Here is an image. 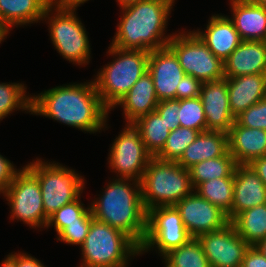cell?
I'll return each mask as SVG.
<instances>
[{
    "label": "cell",
    "instance_id": "5b68a950",
    "mask_svg": "<svg viewBox=\"0 0 266 267\" xmlns=\"http://www.w3.org/2000/svg\"><path fill=\"white\" fill-rule=\"evenodd\" d=\"M80 247L79 267H126L131 258L141 255L140 246L130 236L95 218Z\"/></svg>",
    "mask_w": 266,
    "mask_h": 267
},
{
    "label": "cell",
    "instance_id": "d6986e66",
    "mask_svg": "<svg viewBox=\"0 0 266 267\" xmlns=\"http://www.w3.org/2000/svg\"><path fill=\"white\" fill-rule=\"evenodd\" d=\"M228 134V151L237 165L266 156V130L241 126L236 120Z\"/></svg>",
    "mask_w": 266,
    "mask_h": 267
},
{
    "label": "cell",
    "instance_id": "277c9868",
    "mask_svg": "<svg viewBox=\"0 0 266 267\" xmlns=\"http://www.w3.org/2000/svg\"><path fill=\"white\" fill-rule=\"evenodd\" d=\"M107 54L112 62L105 64L94 77L103 105L111 111L137 80L148 71L149 53L144 50L120 49L110 45Z\"/></svg>",
    "mask_w": 266,
    "mask_h": 267
},
{
    "label": "cell",
    "instance_id": "8fae6325",
    "mask_svg": "<svg viewBox=\"0 0 266 267\" xmlns=\"http://www.w3.org/2000/svg\"><path fill=\"white\" fill-rule=\"evenodd\" d=\"M192 237L174 205L157 206L147 211V231L140 254L157 249L160 256L187 243Z\"/></svg>",
    "mask_w": 266,
    "mask_h": 267
},
{
    "label": "cell",
    "instance_id": "e0dca14e",
    "mask_svg": "<svg viewBox=\"0 0 266 267\" xmlns=\"http://www.w3.org/2000/svg\"><path fill=\"white\" fill-rule=\"evenodd\" d=\"M266 204V186L249 165H237L234 171L233 204L227 214L231 222L242 211Z\"/></svg>",
    "mask_w": 266,
    "mask_h": 267
},
{
    "label": "cell",
    "instance_id": "bcb514c9",
    "mask_svg": "<svg viewBox=\"0 0 266 267\" xmlns=\"http://www.w3.org/2000/svg\"><path fill=\"white\" fill-rule=\"evenodd\" d=\"M141 0H116L120 8L135 4Z\"/></svg>",
    "mask_w": 266,
    "mask_h": 267
},
{
    "label": "cell",
    "instance_id": "8992f818",
    "mask_svg": "<svg viewBox=\"0 0 266 267\" xmlns=\"http://www.w3.org/2000/svg\"><path fill=\"white\" fill-rule=\"evenodd\" d=\"M140 185L146 211L157 206L175 205L194 190L189 169L175 161L156 157L150 159Z\"/></svg>",
    "mask_w": 266,
    "mask_h": 267
},
{
    "label": "cell",
    "instance_id": "ac0fdd59",
    "mask_svg": "<svg viewBox=\"0 0 266 267\" xmlns=\"http://www.w3.org/2000/svg\"><path fill=\"white\" fill-rule=\"evenodd\" d=\"M210 51L223 62L240 45L242 39L229 16L215 14L210 17L206 29L194 30Z\"/></svg>",
    "mask_w": 266,
    "mask_h": 267
},
{
    "label": "cell",
    "instance_id": "7dc6e473",
    "mask_svg": "<svg viewBox=\"0 0 266 267\" xmlns=\"http://www.w3.org/2000/svg\"><path fill=\"white\" fill-rule=\"evenodd\" d=\"M9 35V32L0 24V43L3 41L4 39L7 38V36Z\"/></svg>",
    "mask_w": 266,
    "mask_h": 267
},
{
    "label": "cell",
    "instance_id": "5bb4252c",
    "mask_svg": "<svg viewBox=\"0 0 266 267\" xmlns=\"http://www.w3.org/2000/svg\"><path fill=\"white\" fill-rule=\"evenodd\" d=\"M174 206L192 238L221 229L230 222L225 212L201 197L195 190Z\"/></svg>",
    "mask_w": 266,
    "mask_h": 267
},
{
    "label": "cell",
    "instance_id": "603a6c76",
    "mask_svg": "<svg viewBox=\"0 0 266 267\" xmlns=\"http://www.w3.org/2000/svg\"><path fill=\"white\" fill-rule=\"evenodd\" d=\"M228 151V134L222 131L200 132L177 161L185 169L204 160L223 156Z\"/></svg>",
    "mask_w": 266,
    "mask_h": 267
},
{
    "label": "cell",
    "instance_id": "9a60e30c",
    "mask_svg": "<svg viewBox=\"0 0 266 267\" xmlns=\"http://www.w3.org/2000/svg\"><path fill=\"white\" fill-rule=\"evenodd\" d=\"M148 72L159 101L176 99V87L185 73L178 57L168 46L149 53Z\"/></svg>",
    "mask_w": 266,
    "mask_h": 267
},
{
    "label": "cell",
    "instance_id": "8d00e7d4",
    "mask_svg": "<svg viewBox=\"0 0 266 267\" xmlns=\"http://www.w3.org/2000/svg\"><path fill=\"white\" fill-rule=\"evenodd\" d=\"M180 109V100L170 99L159 101L155 111L163 118L170 131L179 126L178 111Z\"/></svg>",
    "mask_w": 266,
    "mask_h": 267
},
{
    "label": "cell",
    "instance_id": "d4e9b609",
    "mask_svg": "<svg viewBox=\"0 0 266 267\" xmlns=\"http://www.w3.org/2000/svg\"><path fill=\"white\" fill-rule=\"evenodd\" d=\"M235 29L244 41H266V9L250 3L229 4Z\"/></svg>",
    "mask_w": 266,
    "mask_h": 267
},
{
    "label": "cell",
    "instance_id": "7bdbcfd3",
    "mask_svg": "<svg viewBox=\"0 0 266 267\" xmlns=\"http://www.w3.org/2000/svg\"><path fill=\"white\" fill-rule=\"evenodd\" d=\"M89 0H50V4L58 9L77 10L80 5Z\"/></svg>",
    "mask_w": 266,
    "mask_h": 267
},
{
    "label": "cell",
    "instance_id": "ee69618b",
    "mask_svg": "<svg viewBox=\"0 0 266 267\" xmlns=\"http://www.w3.org/2000/svg\"><path fill=\"white\" fill-rule=\"evenodd\" d=\"M0 267H16V253H9L1 262Z\"/></svg>",
    "mask_w": 266,
    "mask_h": 267
},
{
    "label": "cell",
    "instance_id": "ffe728a7",
    "mask_svg": "<svg viewBox=\"0 0 266 267\" xmlns=\"http://www.w3.org/2000/svg\"><path fill=\"white\" fill-rule=\"evenodd\" d=\"M266 74V41H244L224 61V76Z\"/></svg>",
    "mask_w": 266,
    "mask_h": 267
},
{
    "label": "cell",
    "instance_id": "ab89813d",
    "mask_svg": "<svg viewBox=\"0 0 266 267\" xmlns=\"http://www.w3.org/2000/svg\"><path fill=\"white\" fill-rule=\"evenodd\" d=\"M240 267H266V257L256 247L250 246Z\"/></svg>",
    "mask_w": 266,
    "mask_h": 267
},
{
    "label": "cell",
    "instance_id": "74e56055",
    "mask_svg": "<svg viewBox=\"0 0 266 267\" xmlns=\"http://www.w3.org/2000/svg\"><path fill=\"white\" fill-rule=\"evenodd\" d=\"M202 86V81L191 75H184L176 87V100L199 97Z\"/></svg>",
    "mask_w": 266,
    "mask_h": 267
},
{
    "label": "cell",
    "instance_id": "f546056e",
    "mask_svg": "<svg viewBox=\"0 0 266 267\" xmlns=\"http://www.w3.org/2000/svg\"><path fill=\"white\" fill-rule=\"evenodd\" d=\"M166 267H210L202 244L197 238L170 250L162 257Z\"/></svg>",
    "mask_w": 266,
    "mask_h": 267
},
{
    "label": "cell",
    "instance_id": "4fadbf2b",
    "mask_svg": "<svg viewBox=\"0 0 266 267\" xmlns=\"http://www.w3.org/2000/svg\"><path fill=\"white\" fill-rule=\"evenodd\" d=\"M197 239L202 244L210 267H240L251 246L239 236L232 222Z\"/></svg>",
    "mask_w": 266,
    "mask_h": 267
},
{
    "label": "cell",
    "instance_id": "1f68e13d",
    "mask_svg": "<svg viewBox=\"0 0 266 267\" xmlns=\"http://www.w3.org/2000/svg\"><path fill=\"white\" fill-rule=\"evenodd\" d=\"M80 198L81 197L55 211L48 218L46 228L48 229V227L50 228L51 226H54L58 235L66 226H68V224L92 222L94 217L90 205L86 208Z\"/></svg>",
    "mask_w": 266,
    "mask_h": 267
},
{
    "label": "cell",
    "instance_id": "f6af8a7d",
    "mask_svg": "<svg viewBox=\"0 0 266 267\" xmlns=\"http://www.w3.org/2000/svg\"><path fill=\"white\" fill-rule=\"evenodd\" d=\"M260 253L266 257V238L263 240H260L256 245H254Z\"/></svg>",
    "mask_w": 266,
    "mask_h": 267
},
{
    "label": "cell",
    "instance_id": "2e32d148",
    "mask_svg": "<svg viewBox=\"0 0 266 267\" xmlns=\"http://www.w3.org/2000/svg\"><path fill=\"white\" fill-rule=\"evenodd\" d=\"M199 97L204 108L207 130L228 133L235 118L229 106L227 78L203 82Z\"/></svg>",
    "mask_w": 266,
    "mask_h": 267
},
{
    "label": "cell",
    "instance_id": "7a4b0ae2",
    "mask_svg": "<svg viewBox=\"0 0 266 267\" xmlns=\"http://www.w3.org/2000/svg\"><path fill=\"white\" fill-rule=\"evenodd\" d=\"M174 2L175 0H141L120 8L122 13L110 45L146 52L166 47L174 35H165Z\"/></svg>",
    "mask_w": 266,
    "mask_h": 267
},
{
    "label": "cell",
    "instance_id": "484cf974",
    "mask_svg": "<svg viewBox=\"0 0 266 267\" xmlns=\"http://www.w3.org/2000/svg\"><path fill=\"white\" fill-rule=\"evenodd\" d=\"M237 233L251 246L266 238V204L246 209L232 221Z\"/></svg>",
    "mask_w": 266,
    "mask_h": 267
},
{
    "label": "cell",
    "instance_id": "e575fe53",
    "mask_svg": "<svg viewBox=\"0 0 266 267\" xmlns=\"http://www.w3.org/2000/svg\"><path fill=\"white\" fill-rule=\"evenodd\" d=\"M235 120L247 128L266 130V98L244 110Z\"/></svg>",
    "mask_w": 266,
    "mask_h": 267
},
{
    "label": "cell",
    "instance_id": "52a82bcc",
    "mask_svg": "<svg viewBox=\"0 0 266 267\" xmlns=\"http://www.w3.org/2000/svg\"><path fill=\"white\" fill-rule=\"evenodd\" d=\"M25 167L38 179L47 218L62 206L77 200L85 187V179L79 173L59 162L36 158Z\"/></svg>",
    "mask_w": 266,
    "mask_h": 267
},
{
    "label": "cell",
    "instance_id": "cb8c5ba5",
    "mask_svg": "<svg viewBox=\"0 0 266 267\" xmlns=\"http://www.w3.org/2000/svg\"><path fill=\"white\" fill-rule=\"evenodd\" d=\"M49 5L50 0H0V24L10 34L15 26L42 21Z\"/></svg>",
    "mask_w": 266,
    "mask_h": 267
},
{
    "label": "cell",
    "instance_id": "f35d334b",
    "mask_svg": "<svg viewBox=\"0 0 266 267\" xmlns=\"http://www.w3.org/2000/svg\"><path fill=\"white\" fill-rule=\"evenodd\" d=\"M20 170L21 168L16 169L10 160L0 154V195L8 188Z\"/></svg>",
    "mask_w": 266,
    "mask_h": 267
},
{
    "label": "cell",
    "instance_id": "3957f363",
    "mask_svg": "<svg viewBox=\"0 0 266 267\" xmlns=\"http://www.w3.org/2000/svg\"><path fill=\"white\" fill-rule=\"evenodd\" d=\"M104 188L102 195L90 203L93 217L126 233L140 246L147 231L140 182L113 178Z\"/></svg>",
    "mask_w": 266,
    "mask_h": 267
},
{
    "label": "cell",
    "instance_id": "7c38bea8",
    "mask_svg": "<svg viewBox=\"0 0 266 267\" xmlns=\"http://www.w3.org/2000/svg\"><path fill=\"white\" fill-rule=\"evenodd\" d=\"M108 155V167L117 178L141 181L146 167L153 157L146 149L140 132L133 124H125L114 139ZM119 174V175H118Z\"/></svg>",
    "mask_w": 266,
    "mask_h": 267
},
{
    "label": "cell",
    "instance_id": "7402d4cb",
    "mask_svg": "<svg viewBox=\"0 0 266 267\" xmlns=\"http://www.w3.org/2000/svg\"><path fill=\"white\" fill-rule=\"evenodd\" d=\"M159 100L151 74L144 73L127 94L117 103L123 108L126 124H133L139 118L154 112Z\"/></svg>",
    "mask_w": 266,
    "mask_h": 267
},
{
    "label": "cell",
    "instance_id": "c3c4849f",
    "mask_svg": "<svg viewBox=\"0 0 266 267\" xmlns=\"http://www.w3.org/2000/svg\"><path fill=\"white\" fill-rule=\"evenodd\" d=\"M255 0H230V4H235V3H250L254 2Z\"/></svg>",
    "mask_w": 266,
    "mask_h": 267
},
{
    "label": "cell",
    "instance_id": "ba28073f",
    "mask_svg": "<svg viewBox=\"0 0 266 267\" xmlns=\"http://www.w3.org/2000/svg\"><path fill=\"white\" fill-rule=\"evenodd\" d=\"M76 15V10L58 9L50 4L42 20L49 24L51 42L58 53L67 61L84 66L90 62L91 47L85 26Z\"/></svg>",
    "mask_w": 266,
    "mask_h": 267
},
{
    "label": "cell",
    "instance_id": "681fc988",
    "mask_svg": "<svg viewBox=\"0 0 266 267\" xmlns=\"http://www.w3.org/2000/svg\"><path fill=\"white\" fill-rule=\"evenodd\" d=\"M254 3L266 9V0H255Z\"/></svg>",
    "mask_w": 266,
    "mask_h": 267
},
{
    "label": "cell",
    "instance_id": "836d02e7",
    "mask_svg": "<svg viewBox=\"0 0 266 267\" xmlns=\"http://www.w3.org/2000/svg\"><path fill=\"white\" fill-rule=\"evenodd\" d=\"M180 127H187L199 132L207 131V122L200 97L180 99L178 111Z\"/></svg>",
    "mask_w": 266,
    "mask_h": 267
},
{
    "label": "cell",
    "instance_id": "60d3db41",
    "mask_svg": "<svg viewBox=\"0 0 266 267\" xmlns=\"http://www.w3.org/2000/svg\"><path fill=\"white\" fill-rule=\"evenodd\" d=\"M43 264L28 253H16V267H45Z\"/></svg>",
    "mask_w": 266,
    "mask_h": 267
},
{
    "label": "cell",
    "instance_id": "9c48e42d",
    "mask_svg": "<svg viewBox=\"0 0 266 267\" xmlns=\"http://www.w3.org/2000/svg\"><path fill=\"white\" fill-rule=\"evenodd\" d=\"M167 46L178 57L185 75L202 82L225 78L224 62L210 51L194 31L174 33Z\"/></svg>",
    "mask_w": 266,
    "mask_h": 267
},
{
    "label": "cell",
    "instance_id": "4dcf8cb0",
    "mask_svg": "<svg viewBox=\"0 0 266 267\" xmlns=\"http://www.w3.org/2000/svg\"><path fill=\"white\" fill-rule=\"evenodd\" d=\"M24 83H0V121L14 111L31 112L32 95H27Z\"/></svg>",
    "mask_w": 266,
    "mask_h": 267
},
{
    "label": "cell",
    "instance_id": "44dd1931",
    "mask_svg": "<svg viewBox=\"0 0 266 267\" xmlns=\"http://www.w3.org/2000/svg\"><path fill=\"white\" fill-rule=\"evenodd\" d=\"M225 78L228 83L229 106L234 118L266 98V74Z\"/></svg>",
    "mask_w": 266,
    "mask_h": 267
},
{
    "label": "cell",
    "instance_id": "d590c367",
    "mask_svg": "<svg viewBox=\"0 0 266 267\" xmlns=\"http://www.w3.org/2000/svg\"><path fill=\"white\" fill-rule=\"evenodd\" d=\"M91 222H79L68 224L58 235V241L67 243L68 245L81 246L88 234Z\"/></svg>",
    "mask_w": 266,
    "mask_h": 267
},
{
    "label": "cell",
    "instance_id": "6da1fadb",
    "mask_svg": "<svg viewBox=\"0 0 266 267\" xmlns=\"http://www.w3.org/2000/svg\"><path fill=\"white\" fill-rule=\"evenodd\" d=\"M109 110L97 93L94 80L69 83L32 96L31 113L88 133L107 128ZM101 130V131H100Z\"/></svg>",
    "mask_w": 266,
    "mask_h": 267
},
{
    "label": "cell",
    "instance_id": "30bf717a",
    "mask_svg": "<svg viewBox=\"0 0 266 267\" xmlns=\"http://www.w3.org/2000/svg\"><path fill=\"white\" fill-rule=\"evenodd\" d=\"M10 206V219L22 221L31 228H46L42 193L38 179L24 166L2 193Z\"/></svg>",
    "mask_w": 266,
    "mask_h": 267
},
{
    "label": "cell",
    "instance_id": "83f0119b",
    "mask_svg": "<svg viewBox=\"0 0 266 267\" xmlns=\"http://www.w3.org/2000/svg\"><path fill=\"white\" fill-rule=\"evenodd\" d=\"M237 163L227 151L223 156L204 160L189 168L190 181L193 189L200 183L211 179L234 177Z\"/></svg>",
    "mask_w": 266,
    "mask_h": 267
},
{
    "label": "cell",
    "instance_id": "4316f807",
    "mask_svg": "<svg viewBox=\"0 0 266 267\" xmlns=\"http://www.w3.org/2000/svg\"><path fill=\"white\" fill-rule=\"evenodd\" d=\"M133 126L140 132L141 139L147 151L155 157L164 147L170 134L168 125L156 112L139 118Z\"/></svg>",
    "mask_w": 266,
    "mask_h": 267
},
{
    "label": "cell",
    "instance_id": "f1b7e54d",
    "mask_svg": "<svg viewBox=\"0 0 266 267\" xmlns=\"http://www.w3.org/2000/svg\"><path fill=\"white\" fill-rule=\"evenodd\" d=\"M201 197L228 214L232 209L234 177L214 178L194 189Z\"/></svg>",
    "mask_w": 266,
    "mask_h": 267
},
{
    "label": "cell",
    "instance_id": "d6a6232c",
    "mask_svg": "<svg viewBox=\"0 0 266 267\" xmlns=\"http://www.w3.org/2000/svg\"><path fill=\"white\" fill-rule=\"evenodd\" d=\"M199 133L197 130L178 126L175 130L170 131L164 147L155 157L160 160L177 162Z\"/></svg>",
    "mask_w": 266,
    "mask_h": 267
},
{
    "label": "cell",
    "instance_id": "b9f144b4",
    "mask_svg": "<svg viewBox=\"0 0 266 267\" xmlns=\"http://www.w3.org/2000/svg\"><path fill=\"white\" fill-rule=\"evenodd\" d=\"M266 186V156H261L252 160L248 164Z\"/></svg>",
    "mask_w": 266,
    "mask_h": 267
}]
</instances>
